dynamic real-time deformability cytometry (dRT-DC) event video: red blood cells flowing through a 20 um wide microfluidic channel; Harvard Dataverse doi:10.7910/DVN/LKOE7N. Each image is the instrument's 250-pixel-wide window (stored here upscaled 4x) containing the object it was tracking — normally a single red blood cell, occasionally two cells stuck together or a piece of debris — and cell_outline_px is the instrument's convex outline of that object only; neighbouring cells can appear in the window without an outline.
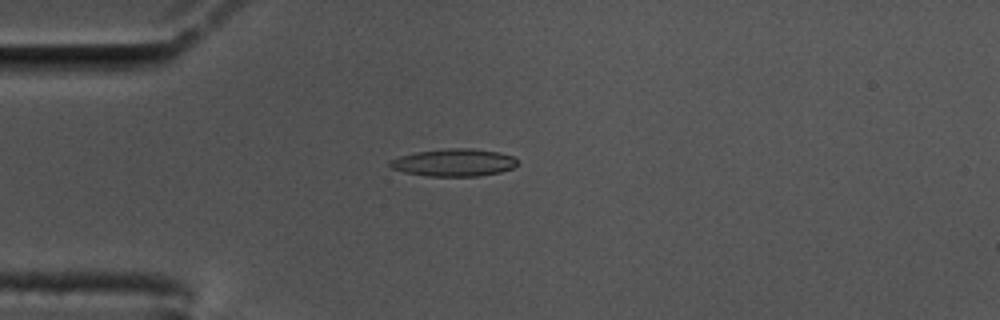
{"species": "common noctule bat (a hibernating species)", "species_latin": "Nyctalus noctula", "temperature_condition": "cold", "stored_images_in_passage": 44, "camera_frame_rate_fps": 3000, "um_per_image_px": 0.085, "animal": {"sex": "male", "body_mass_g": 17.5, "forearm_length_mm": 52.3}, "frame": {"image": 1, "passage_image": 1, "time_ms": 0.0, "image_size_px": [1000, 320], "cell_outline_px": [[516, 164], [512, 168], [500, 172], [476, 176], [428, 176], [404, 172], [392, 168], [388, 164], [388, 160], [400, 156], [416, 152], [448, 148], [472, 148], [500, 152], [512, 156], [516, 160]], "centroid_in_image_um": [38.55, 13.81], "position_along_channel_um": 46.4, "area_um2": 20.35}}
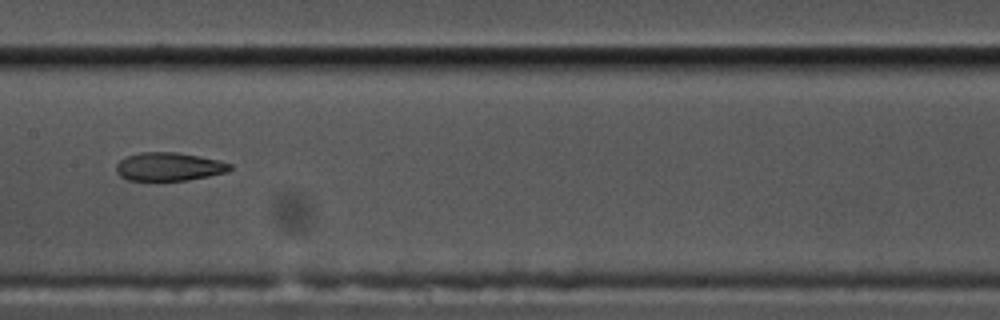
{"frame": {"image": 2, "passage_image": 15, "time_ms": 4.667, "image_size_px": [1000, 320], "cell_outline_px": [[232, 168], [228, 172], [188, 180], [128, 180], [120, 176], [116, 172], [116, 164], [120, 160], [128, 156], [140, 152], [176, 152], [200, 156], [220, 160], [232, 164]], "centroid_in_image_um": [14.38, 14.16], "position_along_channel_um": 193.0, "area_um2": 18.84}}
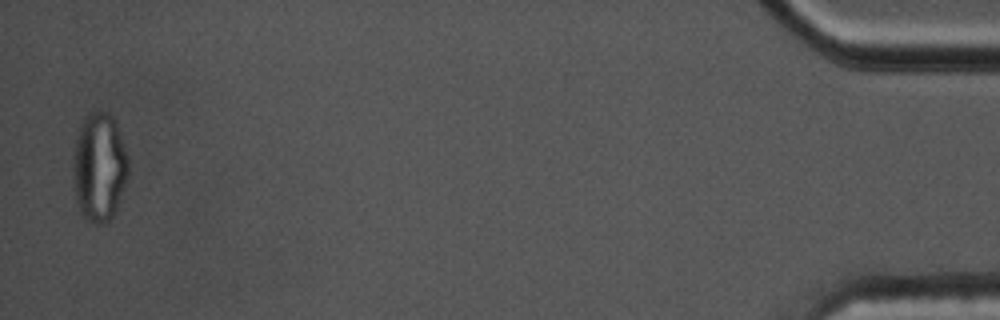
{"frame": {"image": 3, "passage_image": 43, "time_ms": 14.0, "image_size_px": [1000, 320], "cell_outline_px": [[128, 176], [112, 216], [108, 220], [100, 224], [88, 224], [84, 220], [80, 212], [76, 200], [72, 176], [72, 164], [76, 140], [80, 124], [84, 116], [92, 112], [108, 112], [116, 120], [128, 156]], "centroid_in_image_um": [8.41, 14.2], "position_along_channel_um": 426.8, "area_um2": 35.37}, "authors_computed_cell_mechanics": {"area_um2": 19.941, "velocity_mm_per_s": 3.468, "shape_relaxation_time_tau1_ms": null, "shape_relaxation_time_tau2_ms": 2.2085, "deformation_change_tau1": null, "deformation_change_tau2": 0.0933}}